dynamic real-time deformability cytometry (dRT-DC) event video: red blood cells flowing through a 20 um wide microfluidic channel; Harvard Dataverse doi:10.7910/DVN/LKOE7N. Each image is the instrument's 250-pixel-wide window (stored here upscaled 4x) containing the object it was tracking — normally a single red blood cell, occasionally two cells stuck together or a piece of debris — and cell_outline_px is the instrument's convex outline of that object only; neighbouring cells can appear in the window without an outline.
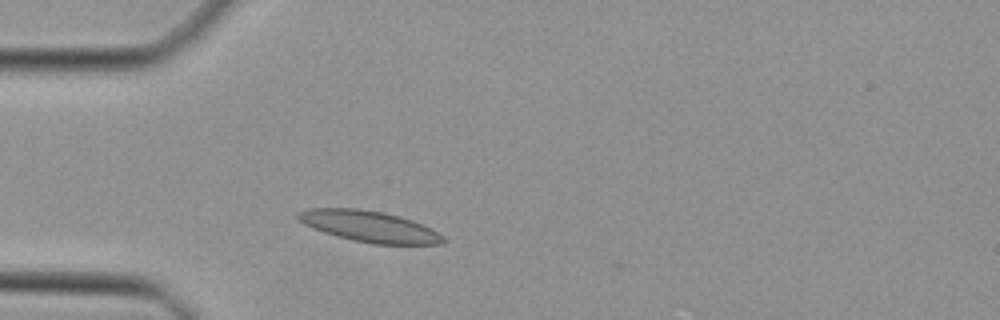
{"species": "Egyptian fruit bat (a non-hibernating species)", "species_latin": "Rousettus aegyptiacus", "temperature_condition": "cold", "stored_images_in_passage": 2, "camera_frame_rate_fps": 3000, "um_per_image_px": 0.085, "animal": {"sex": "female"}, "frame": {"image": 1, "passage_image": 1, "time_ms": 0.0, "image_size_px": [1000, 320], "cell_outline_px": [[448, 240], [440, 244], [372, 244], [352, 240], [336, 236], [312, 228], [304, 224], [296, 216], [296, 212], [308, 208], [356, 208], [380, 212], [400, 216], [412, 220], [444, 236]], "centroid_in_image_um": [31.35, 19.25], "position_along_channel_um": 53.6, "area_um2": 26.18}}